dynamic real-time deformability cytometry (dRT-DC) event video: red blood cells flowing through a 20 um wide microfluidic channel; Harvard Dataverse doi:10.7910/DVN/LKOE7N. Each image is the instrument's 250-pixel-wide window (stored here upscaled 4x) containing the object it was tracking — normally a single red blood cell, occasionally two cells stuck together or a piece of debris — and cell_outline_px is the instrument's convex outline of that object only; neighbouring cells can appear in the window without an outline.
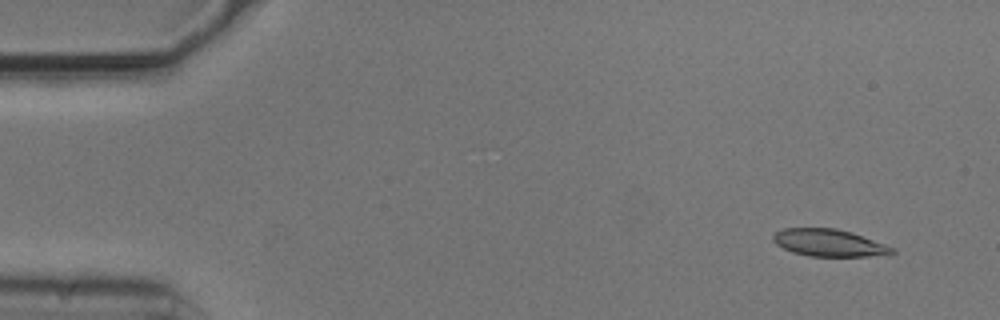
{"species": "common noctule bat (a hibernating species)", "species_latin": "Nyctalus noctula", "temperature_condition": "cold", "stored_images_in_passage": 4, "camera_frame_rate_fps": 3000, "um_per_image_px": 0.085, "animal": {"sex": "male", "body_mass_g": 20.5, "forearm_length_mm": 52.5}, "frame": {"image": 1, "passage_image": 1, "time_ms": 0.0, "image_size_px": [1000, 320], "cell_outline_px": [[896, 252], [868, 256], [808, 256], [792, 252], [776, 244], [772, 240], [772, 236], [776, 232], [784, 228], [836, 228], [852, 232], [896, 248]], "centroid_in_image_um": [70.44, 20.63], "position_along_channel_um": 14.6, "area_um2": 18.79}}
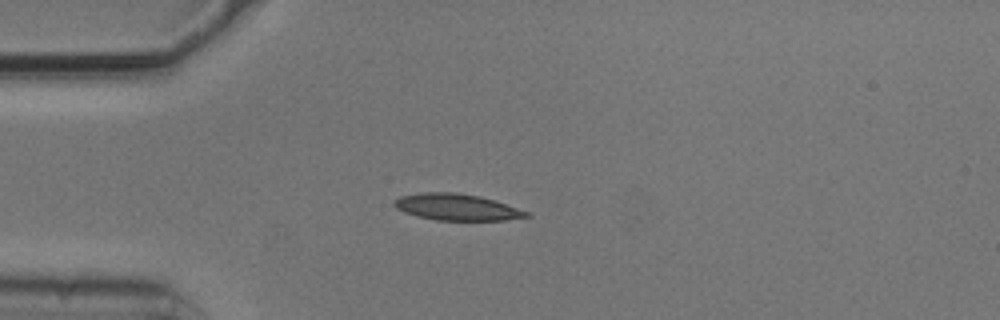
{"frame": {"image": 2, "passage_image": 4, "time_ms": 1.0, "image_size_px": [1000, 320], "cell_outline_px": [[532, 216], [504, 220], [436, 220], [404, 212], [396, 208], [392, 204], [392, 200], [400, 196], [420, 192], [456, 192], [480, 196], [528, 212]], "centroid_in_image_um": [38.76, 17.59], "position_along_channel_um": 46.2, "area_um2": 20.23}}